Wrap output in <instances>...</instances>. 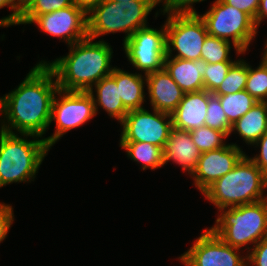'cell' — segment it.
I'll use <instances>...</instances> for the list:
<instances>
[{
	"instance_id": "cell-18",
	"label": "cell",
	"mask_w": 267,
	"mask_h": 266,
	"mask_svg": "<svg viewBox=\"0 0 267 266\" xmlns=\"http://www.w3.org/2000/svg\"><path fill=\"white\" fill-rule=\"evenodd\" d=\"M206 65L202 59L191 61L166 56L164 60L165 71L184 93L204 90L203 76Z\"/></svg>"
},
{
	"instance_id": "cell-37",
	"label": "cell",
	"mask_w": 267,
	"mask_h": 266,
	"mask_svg": "<svg viewBox=\"0 0 267 266\" xmlns=\"http://www.w3.org/2000/svg\"><path fill=\"white\" fill-rule=\"evenodd\" d=\"M104 0H73V4L85 11L87 14Z\"/></svg>"
},
{
	"instance_id": "cell-17",
	"label": "cell",
	"mask_w": 267,
	"mask_h": 266,
	"mask_svg": "<svg viewBox=\"0 0 267 266\" xmlns=\"http://www.w3.org/2000/svg\"><path fill=\"white\" fill-rule=\"evenodd\" d=\"M163 152L165 165L173 161L181 166L182 171H188L190 176L196 169L201 155L200 150L193 143L190 131L175 127H172L169 133Z\"/></svg>"
},
{
	"instance_id": "cell-24",
	"label": "cell",
	"mask_w": 267,
	"mask_h": 266,
	"mask_svg": "<svg viewBox=\"0 0 267 266\" xmlns=\"http://www.w3.org/2000/svg\"><path fill=\"white\" fill-rule=\"evenodd\" d=\"M73 5V0H30L22 9L19 19L20 24H31L39 15L67 8Z\"/></svg>"
},
{
	"instance_id": "cell-39",
	"label": "cell",
	"mask_w": 267,
	"mask_h": 266,
	"mask_svg": "<svg viewBox=\"0 0 267 266\" xmlns=\"http://www.w3.org/2000/svg\"><path fill=\"white\" fill-rule=\"evenodd\" d=\"M114 2H131V1H139L147 3L152 9L156 7L159 3H162V0H111Z\"/></svg>"
},
{
	"instance_id": "cell-23",
	"label": "cell",
	"mask_w": 267,
	"mask_h": 266,
	"mask_svg": "<svg viewBox=\"0 0 267 266\" xmlns=\"http://www.w3.org/2000/svg\"><path fill=\"white\" fill-rule=\"evenodd\" d=\"M227 116L228 122L233 125L239 118L244 116L258 101L246 90L234 94L216 95Z\"/></svg>"
},
{
	"instance_id": "cell-34",
	"label": "cell",
	"mask_w": 267,
	"mask_h": 266,
	"mask_svg": "<svg viewBox=\"0 0 267 266\" xmlns=\"http://www.w3.org/2000/svg\"><path fill=\"white\" fill-rule=\"evenodd\" d=\"M6 6H9L10 10L13 11V13L7 15V17L5 16L0 19V27L19 25L21 9L18 7L14 0H0V9Z\"/></svg>"
},
{
	"instance_id": "cell-40",
	"label": "cell",
	"mask_w": 267,
	"mask_h": 266,
	"mask_svg": "<svg viewBox=\"0 0 267 266\" xmlns=\"http://www.w3.org/2000/svg\"><path fill=\"white\" fill-rule=\"evenodd\" d=\"M20 9H22L30 0H14Z\"/></svg>"
},
{
	"instance_id": "cell-10",
	"label": "cell",
	"mask_w": 267,
	"mask_h": 266,
	"mask_svg": "<svg viewBox=\"0 0 267 266\" xmlns=\"http://www.w3.org/2000/svg\"><path fill=\"white\" fill-rule=\"evenodd\" d=\"M166 28L151 27L138 29L123 43V49L130 64L144 74L164 69L166 57Z\"/></svg>"
},
{
	"instance_id": "cell-27",
	"label": "cell",
	"mask_w": 267,
	"mask_h": 266,
	"mask_svg": "<svg viewBox=\"0 0 267 266\" xmlns=\"http://www.w3.org/2000/svg\"><path fill=\"white\" fill-rule=\"evenodd\" d=\"M193 143L201 153L219 149L226 144L225 138L228 137L224 132L212 129L207 126L199 127L190 131Z\"/></svg>"
},
{
	"instance_id": "cell-16",
	"label": "cell",
	"mask_w": 267,
	"mask_h": 266,
	"mask_svg": "<svg viewBox=\"0 0 267 266\" xmlns=\"http://www.w3.org/2000/svg\"><path fill=\"white\" fill-rule=\"evenodd\" d=\"M212 94L206 90L185 93L178 107L171 114L173 127L192 131L205 126L208 100Z\"/></svg>"
},
{
	"instance_id": "cell-3",
	"label": "cell",
	"mask_w": 267,
	"mask_h": 266,
	"mask_svg": "<svg viewBox=\"0 0 267 266\" xmlns=\"http://www.w3.org/2000/svg\"><path fill=\"white\" fill-rule=\"evenodd\" d=\"M266 189L267 176L245 154L230 172L202 194L220 210L267 199V195H263Z\"/></svg>"
},
{
	"instance_id": "cell-14",
	"label": "cell",
	"mask_w": 267,
	"mask_h": 266,
	"mask_svg": "<svg viewBox=\"0 0 267 266\" xmlns=\"http://www.w3.org/2000/svg\"><path fill=\"white\" fill-rule=\"evenodd\" d=\"M245 152L235 143L201 153L197 167L191 174L195 187L203 193L210 185L230 172Z\"/></svg>"
},
{
	"instance_id": "cell-11",
	"label": "cell",
	"mask_w": 267,
	"mask_h": 266,
	"mask_svg": "<svg viewBox=\"0 0 267 266\" xmlns=\"http://www.w3.org/2000/svg\"><path fill=\"white\" fill-rule=\"evenodd\" d=\"M120 124V142H146L163 149L173 127L170 114L145 108L130 110Z\"/></svg>"
},
{
	"instance_id": "cell-33",
	"label": "cell",
	"mask_w": 267,
	"mask_h": 266,
	"mask_svg": "<svg viewBox=\"0 0 267 266\" xmlns=\"http://www.w3.org/2000/svg\"><path fill=\"white\" fill-rule=\"evenodd\" d=\"M13 207L0 203V243L7 237L8 231L14 221Z\"/></svg>"
},
{
	"instance_id": "cell-2",
	"label": "cell",
	"mask_w": 267,
	"mask_h": 266,
	"mask_svg": "<svg viewBox=\"0 0 267 266\" xmlns=\"http://www.w3.org/2000/svg\"><path fill=\"white\" fill-rule=\"evenodd\" d=\"M68 47L66 56L40 61L54 72L60 90L88 92L115 68L110 65L113 50L104 40L93 42L88 37Z\"/></svg>"
},
{
	"instance_id": "cell-29",
	"label": "cell",
	"mask_w": 267,
	"mask_h": 266,
	"mask_svg": "<svg viewBox=\"0 0 267 266\" xmlns=\"http://www.w3.org/2000/svg\"><path fill=\"white\" fill-rule=\"evenodd\" d=\"M205 126L218 131H222L227 136L230 135L232 125L228 122L227 116L221 106L219 98L214 94H212L208 100Z\"/></svg>"
},
{
	"instance_id": "cell-5",
	"label": "cell",
	"mask_w": 267,
	"mask_h": 266,
	"mask_svg": "<svg viewBox=\"0 0 267 266\" xmlns=\"http://www.w3.org/2000/svg\"><path fill=\"white\" fill-rule=\"evenodd\" d=\"M210 229L226 244L241 249L253 247L267 237V199L236 207L222 208Z\"/></svg>"
},
{
	"instance_id": "cell-6",
	"label": "cell",
	"mask_w": 267,
	"mask_h": 266,
	"mask_svg": "<svg viewBox=\"0 0 267 266\" xmlns=\"http://www.w3.org/2000/svg\"><path fill=\"white\" fill-rule=\"evenodd\" d=\"M153 9L145 2H114L104 0L87 14L88 37L124 32L123 43L138 29L147 27V16Z\"/></svg>"
},
{
	"instance_id": "cell-21",
	"label": "cell",
	"mask_w": 267,
	"mask_h": 266,
	"mask_svg": "<svg viewBox=\"0 0 267 266\" xmlns=\"http://www.w3.org/2000/svg\"><path fill=\"white\" fill-rule=\"evenodd\" d=\"M248 145H254L267 132V102H258L232 126Z\"/></svg>"
},
{
	"instance_id": "cell-7",
	"label": "cell",
	"mask_w": 267,
	"mask_h": 266,
	"mask_svg": "<svg viewBox=\"0 0 267 266\" xmlns=\"http://www.w3.org/2000/svg\"><path fill=\"white\" fill-rule=\"evenodd\" d=\"M200 17L206 25L208 35L232 41L238 55L247 51L257 35L258 29L248 14L221 0H216L209 11Z\"/></svg>"
},
{
	"instance_id": "cell-9",
	"label": "cell",
	"mask_w": 267,
	"mask_h": 266,
	"mask_svg": "<svg viewBox=\"0 0 267 266\" xmlns=\"http://www.w3.org/2000/svg\"><path fill=\"white\" fill-rule=\"evenodd\" d=\"M56 94L52 102L50 120L51 123L56 121V130L51 136L43 138L49 148L66 132L80 127L96 115L94 101L89 92L59 89Z\"/></svg>"
},
{
	"instance_id": "cell-15",
	"label": "cell",
	"mask_w": 267,
	"mask_h": 266,
	"mask_svg": "<svg viewBox=\"0 0 267 266\" xmlns=\"http://www.w3.org/2000/svg\"><path fill=\"white\" fill-rule=\"evenodd\" d=\"M146 86L152 109L172 114L183 99L184 91L162 69L146 75Z\"/></svg>"
},
{
	"instance_id": "cell-30",
	"label": "cell",
	"mask_w": 267,
	"mask_h": 266,
	"mask_svg": "<svg viewBox=\"0 0 267 266\" xmlns=\"http://www.w3.org/2000/svg\"><path fill=\"white\" fill-rule=\"evenodd\" d=\"M235 62L207 63L203 76L204 90L214 93L224 81L229 69Z\"/></svg>"
},
{
	"instance_id": "cell-28",
	"label": "cell",
	"mask_w": 267,
	"mask_h": 266,
	"mask_svg": "<svg viewBox=\"0 0 267 266\" xmlns=\"http://www.w3.org/2000/svg\"><path fill=\"white\" fill-rule=\"evenodd\" d=\"M245 90L258 102H267V66L262 61L256 69L248 64Z\"/></svg>"
},
{
	"instance_id": "cell-32",
	"label": "cell",
	"mask_w": 267,
	"mask_h": 266,
	"mask_svg": "<svg viewBox=\"0 0 267 266\" xmlns=\"http://www.w3.org/2000/svg\"><path fill=\"white\" fill-rule=\"evenodd\" d=\"M255 247V248H254ZM253 248H247V266H267V237L259 241Z\"/></svg>"
},
{
	"instance_id": "cell-31",
	"label": "cell",
	"mask_w": 267,
	"mask_h": 266,
	"mask_svg": "<svg viewBox=\"0 0 267 266\" xmlns=\"http://www.w3.org/2000/svg\"><path fill=\"white\" fill-rule=\"evenodd\" d=\"M202 1L204 0H162L164 4L161 11L166 15L197 13L193 4Z\"/></svg>"
},
{
	"instance_id": "cell-13",
	"label": "cell",
	"mask_w": 267,
	"mask_h": 266,
	"mask_svg": "<svg viewBox=\"0 0 267 266\" xmlns=\"http://www.w3.org/2000/svg\"><path fill=\"white\" fill-rule=\"evenodd\" d=\"M32 23H36L43 32L63 39L68 45L88 38L87 13L74 4L39 15Z\"/></svg>"
},
{
	"instance_id": "cell-4",
	"label": "cell",
	"mask_w": 267,
	"mask_h": 266,
	"mask_svg": "<svg viewBox=\"0 0 267 266\" xmlns=\"http://www.w3.org/2000/svg\"><path fill=\"white\" fill-rule=\"evenodd\" d=\"M21 136L17 132L13 134L0 130V188L13 182L34 181L50 150L45 140L39 139V136ZM28 137L34 139L27 140Z\"/></svg>"
},
{
	"instance_id": "cell-41",
	"label": "cell",
	"mask_w": 267,
	"mask_h": 266,
	"mask_svg": "<svg viewBox=\"0 0 267 266\" xmlns=\"http://www.w3.org/2000/svg\"><path fill=\"white\" fill-rule=\"evenodd\" d=\"M262 62L267 66V42H266V45H265V50H264Z\"/></svg>"
},
{
	"instance_id": "cell-38",
	"label": "cell",
	"mask_w": 267,
	"mask_h": 266,
	"mask_svg": "<svg viewBox=\"0 0 267 266\" xmlns=\"http://www.w3.org/2000/svg\"><path fill=\"white\" fill-rule=\"evenodd\" d=\"M267 17V0H260L258 11L256 13L255 18V26L256 28L259 27L262 20H264Z\"/></svg>"
},
{
	"instance_id": "cell-22",
	"label": "cell",
	"mask_w": 267,
	"mask_h": 266,
	"mask_svg": "<svg viewBox=\"0 0 267 266\" xmlns=\"http://www.w3.org/2000/svg\"><path fill=\"white\" fill-rule=\"evenodd\" d=\"M120 147L126 150L127 157L142 164V170H155L165 165L162 147L146 142H120Z\"/></svg>"
},
{
	"instance_id": "cell-1",
	"label": "cell",
	"mask_w": 267,
	"mask_h": 266,
	"mask_svg": "<svg viewBox=\"0 0 267 266\" xmlns=\"http://www.w3.org/2000/svg\"><path fill=\"white\" fill-rule=\"evenodd\" d=\"M58 90L54 72L45 62L37 63L17 88L0 97L4 116L0 130L42 137L51 124L52 102Z\"/></svg>"
},
{
	"instance_id": "cell-8",
	"label": "cell",
	"mask_w": 267,
	"mask_h": 266,
	"mask_svg": "<svg viewBox=\"0 0 267 266\" xmlns=\"http://www.w3.org/2000/svg\"><path fill=\"white\" fill-rule=\"evenodd\" d=\"M166 56L195 61L201 59V51L208 36L206 25L198 13L170 14L165 22Z\"/></svg>"
},
{
	"instance_id": "cell-20",
	"label": "cell",
	"mask_w": 267,
	"mask_h": 266,
	"mask_svg": "<svg viewBox=\"0 0 267 266\" xmlns=\"http://www.w3.org/2000/svg\"><path fill=\"white\" fill-rule=\"evenodd\" d=\"M93 86H95L96 96L93 90L88 92L93 98L96 114L98 111L97 106H100L108 113L110 118H116L121 122L129 111L124 107L121 98H119V87L116 84V80L109 75Z\"/></svg>"
},
{
	"instance_id": "cell-36",
	"label": "cell",
	"mask_w": 267,
	"mask_h": 266,
	"mask_svg": "<svg viewBox=\"0 0 267 266\" xmlns=\"http://www.w3.org/2000/svg\"><path fill=\"white\" fill-rule=\"evenodd\" d=\"M254 145H256V147L260 145V154L252 158L250 157V159L267 176V132Z\"/></svg>"
},
{
	"instance_id": "cell-12",
	"label": "cell",
	"mask_w": 267,
	"mask_h": 266,
	"mask_svg": "<svg viewBox=\"0 0 267 266\" xmlns=\"http://www.w3.org/2000/svg\"><path fill=\"white\" fill-rule=\"evenodd\" d=\"M239 250L224 243L209 228L178 259L185 266H247V257H242Z\"/></svg>"
},
{
	"instance_id": "cell-26",
	"label": "cell",
	"mask_w": 267,
	"mask_h": 266,
	"mask_svg": "<svg viewBox=\"0 0 267 266\" xmlns=\"http://www.w3.org/2000/svg\"><path fill=\"white\" fill-rule=\"evenodd\" d=\"M231 45V42L208 35L202 47L201 59L210 64L236 62L229 56Z\"/></svg>"
},
{
	"instance_id": "cell-25",
	"label": "cell",
	"mask_w": 267,
	"mask_h": 266,
	"mask_svg": "<svg viewBox=\"0 0 267 266\" xmlns=\"http://www.w3.org/2000/svg\"><path fill=\"white\" fill-rule=\"evenodd\" d=\"M248 77V63L245 60H236L229 69L220 87L213 93L214 95H227L245 90Z\"/></svg>"
},
{
	"instance_id": "cell-35",
	"label": "cell",
	"mask_w": 267,
	"mask_h": 266,
	"mask_svg": "<svg viewBox=\"0 0 267 266\" xmlns=\"http://www.w3.org/2000/svg\"><path fill=\"white\" fill-rule=\"evenodd\" d=\"M234 8L248 14L254 21L260 0H221Z\"/></svg>"
},
{
	"instance_id": "cell-19",
	"label": "cell",
	"mask_w": 267,
	"mask_h": 266,
	"mask_svg": "<svg viewBox=\"0 0 267 266\" xmlns=\"http://www.w3.org/2000/svg\"><path fill=\"white\" fill-rule=\"evenodd\" d=\"M110 75L116 80L119 87V98L128 111L144 108L146 76L143 77L142 74L130 73L116 67Z\"/></svg>"
}]
</instances>
